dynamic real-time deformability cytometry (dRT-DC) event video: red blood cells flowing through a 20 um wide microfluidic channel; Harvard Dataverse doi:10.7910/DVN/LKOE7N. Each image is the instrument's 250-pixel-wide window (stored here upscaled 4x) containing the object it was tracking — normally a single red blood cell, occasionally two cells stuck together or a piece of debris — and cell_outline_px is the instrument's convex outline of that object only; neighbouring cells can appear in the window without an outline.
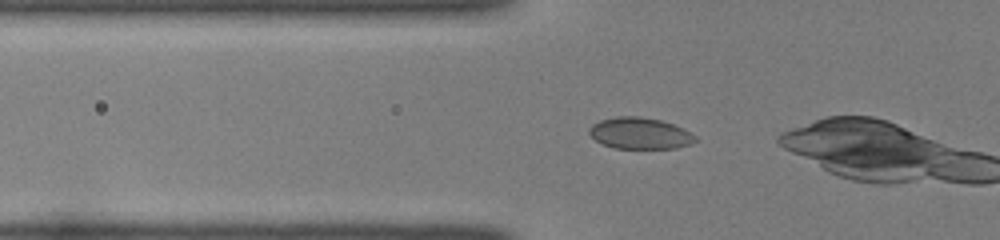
{"species": "common noctule bat (a hibernating species)", "species_latin": "Nyctalus noctula", "temperature_condition": "room temperature", "stored_images_in_passage": 24, "camera_frame_rate_fps": 3000, "um_per_image_px": 0.085, "animal": {"sex": "female", "body_mass_g": 22.0, "forearm_length_mm": 56.7}, "frame": {"image": 1, "passage_image": 12, "time_ms": 3.667, "image_size_px": [1000, 240], "cell_outline_px": [[696, 140], [688, 144], [676, 148], [612, 148], [596, 140], [588, 132], [588, 128], [592, 124], [600, 120], [616, 116], [640, 116], [660, 120], [684, 128], [696, 136]], "centroid_in_image_um": [54.37, 11.32], "position_along_channel_um": 71.4, "area_um2": 19.36}}
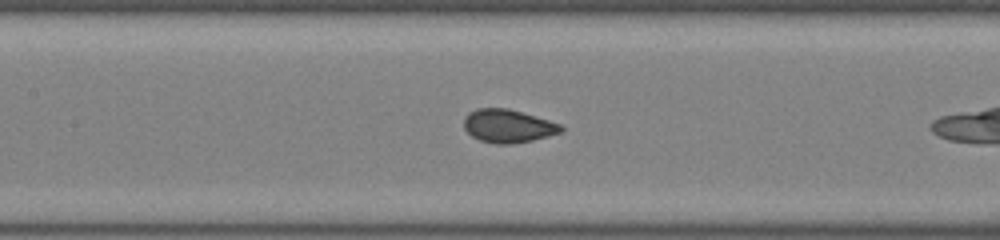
{"frame": {"image": 2, "passage_image": 19, "time_ms": 6.0, "image_size_px": [1000, 240], "cell_outline_px": [[564, 132], [532, 140], [512, 144], [492, 144], [480, 140], [472, 136], [464, 128], [464, 116], [468, 112], [476, 108], [508, 108], [548, 120], [560, 124], [564, 128]], "centroid_in_image_um": [43.17, 10.71], "position_along_channel_um": 164.2, "area_um2": 18.9}}
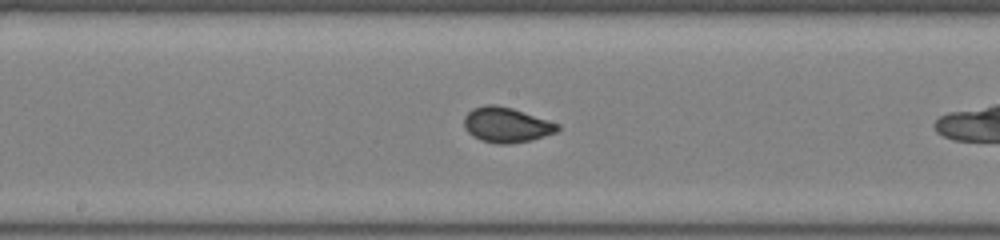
{"frame": {"image": 3, "passage_image": 22, "time_ms": 7.0, "image_size_px": [1000, 240], "cell_outline_px": [[560, 128], [556, 132], [532, 140], [508, 144], [496, 144], [480, 140], [472, 136], [464, 128], [464, 116], [472, 108], [484, 104], [496, 104], [512, 108], [560, 124]], "centroid_in_image_um": [43.02, 10.61], "position_along_channel_um": 205.2, "area_um2": 19.31}}